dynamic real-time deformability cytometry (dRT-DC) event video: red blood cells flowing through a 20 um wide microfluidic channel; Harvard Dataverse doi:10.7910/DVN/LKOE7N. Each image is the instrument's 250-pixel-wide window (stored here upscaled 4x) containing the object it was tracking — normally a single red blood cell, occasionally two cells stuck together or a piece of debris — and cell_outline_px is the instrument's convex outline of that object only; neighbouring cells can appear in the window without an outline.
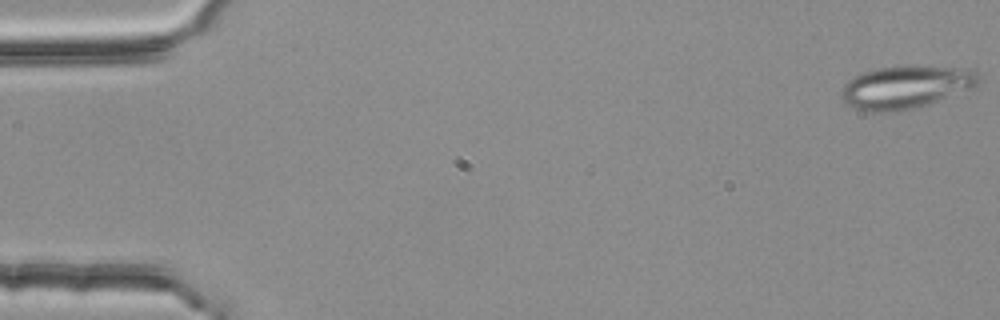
{"species": "common noctule bat (a hibernating species)", "species_latin": "Nyctalus noctula", "temperature_condition": "room temperature", "stored_images_in_passage": 13, "camera_frame_rate_fps": 3000, "um_per_image_px": 0.085, "animal": {"sex": "female", "body_mass_g": 25.1}, "frame": {"image": 1, "passage_image": 1, "time_ms": 0.0, "image_size_px": [1000, 320], "cell_outline_px": [[980, 84], [976, 88], [912, 108], [896, 112], [868, 112], [852, 108], [844, 104], [840, 96], [840, 92], [844, 84], [848, 80], [864, 72], [880, 68], [964, 68], [980, 72]], "centroid_in_image_um": [76.97, 7.45], "position_along_channel_um": 8.0, "area_um2": 33.76}}